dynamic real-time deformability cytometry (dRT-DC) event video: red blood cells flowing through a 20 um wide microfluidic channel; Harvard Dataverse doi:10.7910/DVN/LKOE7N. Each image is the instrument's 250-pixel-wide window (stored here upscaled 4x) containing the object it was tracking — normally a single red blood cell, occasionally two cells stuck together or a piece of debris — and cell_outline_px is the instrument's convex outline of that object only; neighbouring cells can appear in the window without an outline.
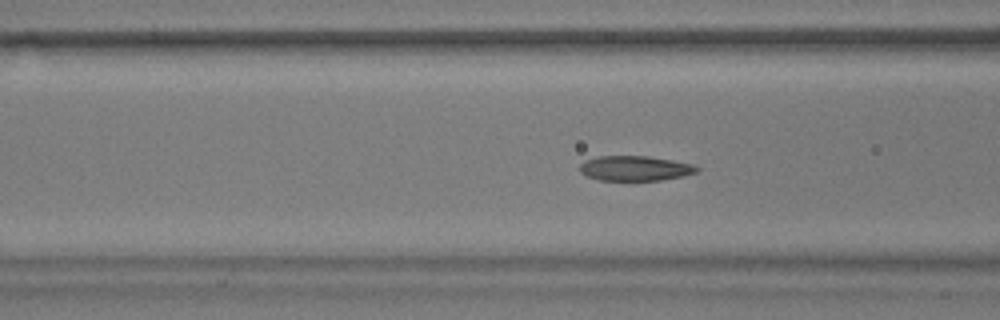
{"species": "common noctule bat (a hibernating species)", "species_latin": "Nyctalus noctula", "temperature_condition": "warm", "stored_images_in_passage": 42, "camera_frame_rate_fps": 3000, "um_per_image_px": 0.085, "animal": {"sex": "male", "body_mass_g": 17.9}, "frame": {"image": 1, "passage_image": 6, "time_ms": 1.667, "image_size_px": [1000, 320], "cell_outline_px": [[700, 168], [696, 172], [684, 176], [660, 180], [600, 180], [588, 176], [580, 172], [580, 164], [584, 160], [600, 156], [648, 156], [672, 160], [692, 164]], "centroid_in_image_um": [53.98, 14.3], "position_along_channel_um": 112.6, "area_um2": 16.94}}
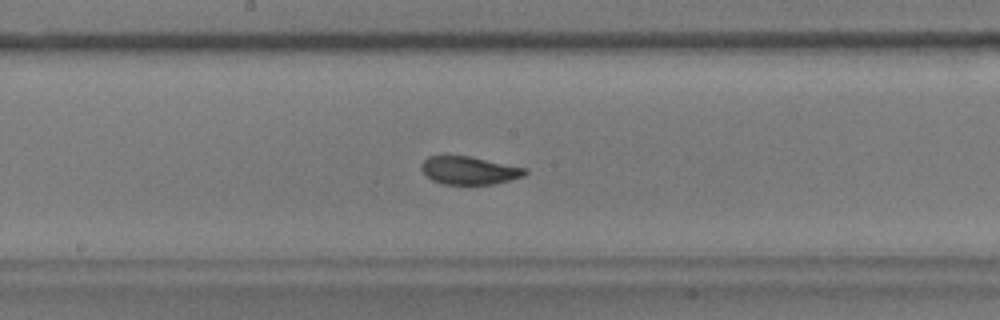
{"frame": {"image": 2, "passage_image": 14, "time_ms": 4.333, "image_size_px": [1000, 320], "cell_outline_px": [[528, 172], [524, 176], [492, 184], [444, 184], [432, 180], [420, 168], [420, 164], [428, 156], [468, 156], [528, 168]], "centroid_in_image_um": [39.89, 14.48], "position_along_channel_um": 208.3, "area_um2": 16.76}}
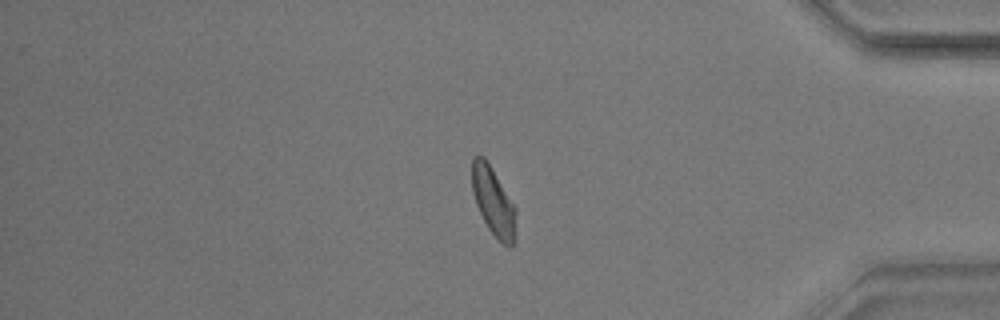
{"frame": {"image": 3, "passage_image": 32, "time_ms": 10.333, "image_size_px": [1000, 320], "cell_outline_px": [[516, 212], [512, 248], [508, 248], [488, 228], [476, 204], [472, 192], [472, 156], [484, 156], [492, 168], [516, 208]], "centroid_in_image_um": [41.92, 17.09], "position_along_channel_um": 393.3, "area_um2": 17.17}, "authors_computed_cell_mechanics": {"area_um2": 17.3689, "velocity_mm_per_s": 3.5826, "shape_relaxation_time_tau1_ms": 7.0131, "shape_relaxation_time_tau2_ms": 1.4084, "deformation_change_tau1": 0.2138, "deformation_change_tau2": 0.0776}}